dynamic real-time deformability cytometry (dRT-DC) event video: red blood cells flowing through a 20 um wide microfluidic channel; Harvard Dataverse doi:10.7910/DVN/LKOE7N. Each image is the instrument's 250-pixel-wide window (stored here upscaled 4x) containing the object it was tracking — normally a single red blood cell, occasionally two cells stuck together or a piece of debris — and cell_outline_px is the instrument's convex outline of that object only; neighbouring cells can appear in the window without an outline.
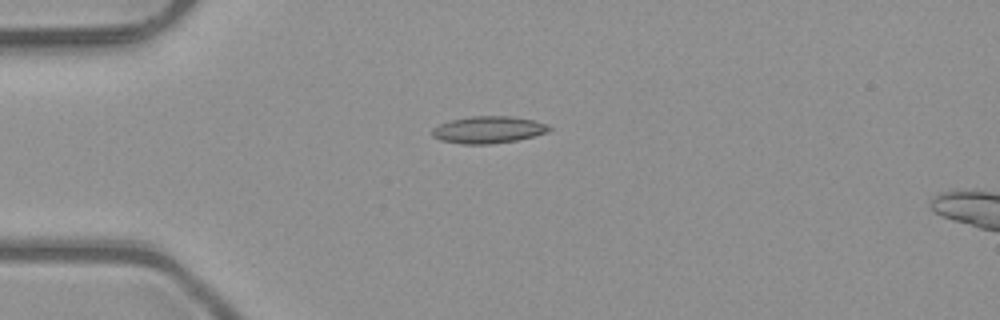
{"species": "common noctule bat (a hibernating species)", "species_latin": "Nyctalus noctula", "temperature_condition": "room temperature", "stored_images_in_passage": 5, "camera_frame_rate_fps": 3000, "um_per_image_px": 0.085, "animal": {"sex": "male", "body_mass_g": 23.1, "forearm_length_mm": 52.7}, "frame": {"image": 1, "passage_image": 4, "time_ms": 1.0, "image_size_px": [1000, 320], "cell_outline_px": [[552, 128], [548, 132], [516, 140], [488, 144], [460, 144], [440, 140], [432, 136], [432, 128], [440, 124], [452, 120], [472, 116], [508, 116], [532, 120], [548, 124]], "centroid_in_image_um": [41.49, 11.03], "position_along_channel_um": 43.5, "area_um2": 18.26}}